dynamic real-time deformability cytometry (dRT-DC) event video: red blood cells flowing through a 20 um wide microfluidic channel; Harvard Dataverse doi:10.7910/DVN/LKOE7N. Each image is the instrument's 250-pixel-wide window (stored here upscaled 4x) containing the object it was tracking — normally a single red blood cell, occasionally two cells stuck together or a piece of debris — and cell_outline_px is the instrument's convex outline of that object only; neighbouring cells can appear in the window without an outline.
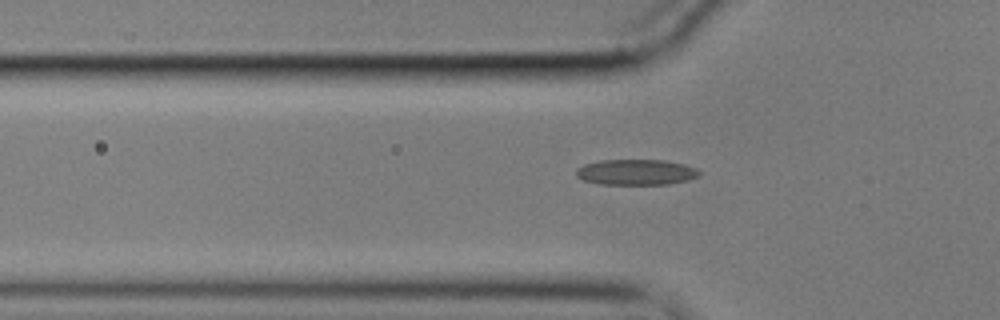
{"species": "common noctule bat (a hibernating species)", "species_latin": "Nyctalus noctula", "temperature_condition": "cold", "stored_images_in_passage": 41, "camera_frame_rate_fps": 3000, "um_per_image_px": 0.085, "animal": {"sex": "male", "body_mass_g": 17.9}, "frame": {"image": 1, "passage_image": 5, "time_ms": 1.333, "image_size_px": [1000, 320], "cell_outline_px": [[700, 176], [688, 180], [668, 184], [600, 184], [584, 180], [576, 176], [576, 168], [584, 164], [600, 160], [664, 160], [684, 164], [696, 168], [700, 172]], "centroid_in_image_um": [54.07, 14.63], "position_along_channel_um": 71.7, "area_um2": 18.44}}
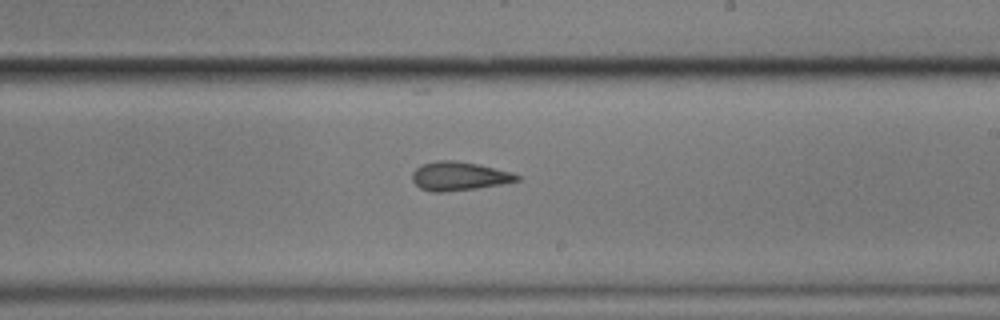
{"frame": {"image": 2, "passage_image": 20, "time_ms": 6.333, "image_size_px": [1000, 320], "cell_outline_px": [[520, 180], [500, 184], [476, 188], [444, 192], [432, 192], [420, 188], [412, 180], [412, 172], [420, 164], [436, 160], [452, 160], [476, 164], [512, 172], [520, 176]], "centroid_in_image_um": [38.97, 14.97], "position_along_channel_um": 250.0, "area_um2": 17.46}}
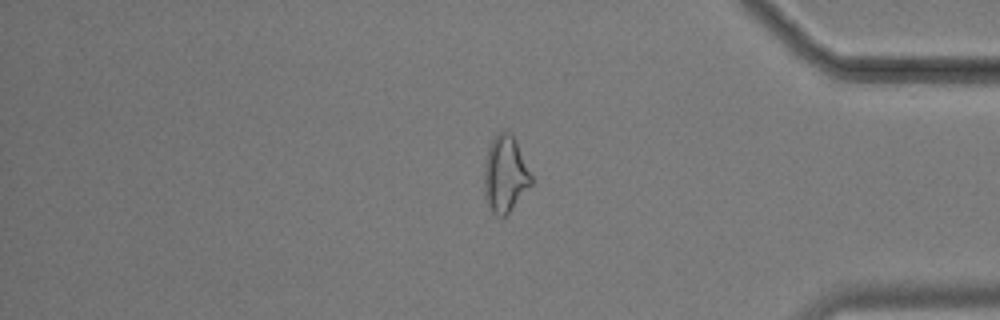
{"frame": {"image": 3, "passage_image": 34, "time_ms": 11.0, "image_size_px": [1000, 320], "cell_outline_px": [[532, 184], [508, 212], [504, 216], [496, 216], [492, 212], [484, 200], [484, 164], [488, 148], [492, 140], [504, 128], [516, 140], [532, 176]], "centroid_in_image_um": [42.92, 14.81], "position_along_channel_um": 392.3, "area_um2": 20.92}, "authors_computed_cell_mechanics": {"area_um2": 17.8024, "velocity_mm_per_s": 3.5438, "shape_relaxation_time_tau1_ms": 4.6173, "shape_relaxation_time_tau2_ms": 4.8252, "deformation_change_tau1": 0.133, "deformation_change_tau2": 0.1107}}